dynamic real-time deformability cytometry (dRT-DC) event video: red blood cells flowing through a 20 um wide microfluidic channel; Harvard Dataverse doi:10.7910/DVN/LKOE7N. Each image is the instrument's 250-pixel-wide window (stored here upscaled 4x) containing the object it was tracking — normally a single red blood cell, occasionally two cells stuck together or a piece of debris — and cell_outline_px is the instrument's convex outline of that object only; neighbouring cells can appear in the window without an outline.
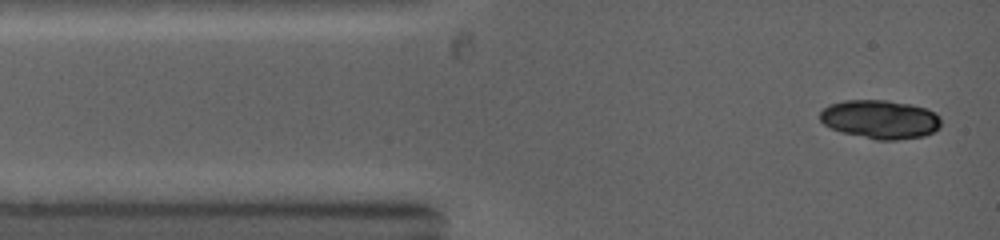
{"species": "common noctule bat (a hibernating species)", "species_latin": "Nyctalus noctula", "temperature_condition": "warm", "stored_images_in_passage": 3, "camera_frame_rate_fps": 5000, "um_per_image_px": 0.085, "animal": {"sex": "female", "body_mass_g": 19.0, "forearm_length_mm": 53.3}, "frame": {"image": 1, "passage_image": 1, "time_ms": 0.0, "image_size_px": [1000, 240], "cell_outline_px": [[940, 128], [924, 136], [896, 140], [876, 140], [840, 132], [824, 124], [820, 120], [820, 112], [828, 104], [844, 100], [888, 100], [912, 104], [928, 108], [936, 112], [940, 116]], "centroid_in_image_um": [74.83, 10.13], "position_along_channel_um": 10.2, "area_um2": 27.69}}